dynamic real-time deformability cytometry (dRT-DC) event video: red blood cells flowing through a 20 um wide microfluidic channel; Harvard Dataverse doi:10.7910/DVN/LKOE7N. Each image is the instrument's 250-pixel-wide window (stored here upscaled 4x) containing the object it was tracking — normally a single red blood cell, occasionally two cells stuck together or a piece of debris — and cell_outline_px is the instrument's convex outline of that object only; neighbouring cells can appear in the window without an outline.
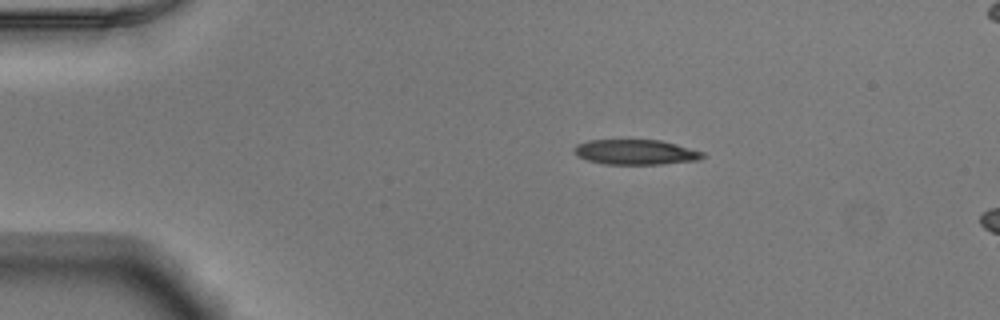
{"species": "Egyptian fruit bat (a non-hibernating species)", "species_latin": "Rousettus aegyptiacus", "temperature_condition": "warm", "stored_images_in_passage": 7, "camera_frame_rate_fps": 3000, "um_per_image_px": 0.085, "animal": {"sex": "male"}, "frame": {"image": 1, "passage_image": 1, "time_ms": 0.0, "image_size_px": [1000, 320], "cell_outline_px": [[704, 156], [700, 160], [660, 164], [604, 164], [588, 160], [576, 156], [572, 152], [572, 148], [576, 144], [588, 140], [660, 140], [676, 144], [704, 152]], "centroid_in_image_um": [53.98, 12.93], "position_along_channel_um": 31.0, "area_um2": 18.9}}